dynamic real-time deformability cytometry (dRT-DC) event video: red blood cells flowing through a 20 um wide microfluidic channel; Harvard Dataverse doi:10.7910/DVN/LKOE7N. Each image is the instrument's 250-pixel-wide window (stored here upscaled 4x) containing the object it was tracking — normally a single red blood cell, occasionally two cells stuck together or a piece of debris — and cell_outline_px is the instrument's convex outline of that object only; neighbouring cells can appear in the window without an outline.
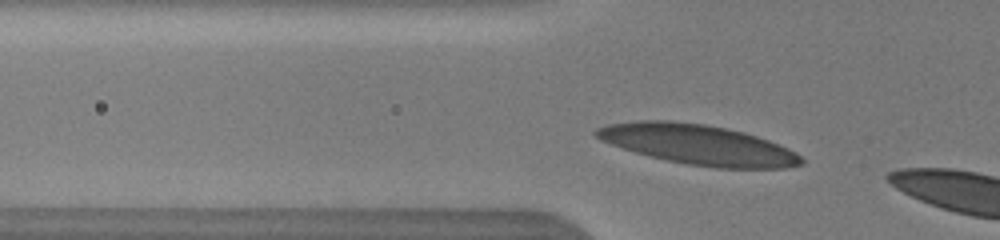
{"species": "human", "species_latin": "Homo sapiens", "temperature_condition": "warm", "stored_images_in_passage": 4, "camera_frame_rate_fps": 3000, "um_per_image_px": 0.085, "donor": {"sex": "male"}, "frame": {"image": 1, "passage_image": 2, "time_ms": 0.333, "image_size_px": [1000, 240], "cell_outline_px": [[804, 164], [784, 168], [716, 168], [688, 164], [668, 160], [636, 152], [600, 140], [592, 132], [596, 128], [608, 124], [640, 120], [668, 120], [704, 124], [744, 132], [768, 140], [788, 148], [796, 152], [804, 160]], "centroid_in_image_um": [59.35, 12.29], "position_along_channel_um": 66.4, "area_um2": 47.45}}